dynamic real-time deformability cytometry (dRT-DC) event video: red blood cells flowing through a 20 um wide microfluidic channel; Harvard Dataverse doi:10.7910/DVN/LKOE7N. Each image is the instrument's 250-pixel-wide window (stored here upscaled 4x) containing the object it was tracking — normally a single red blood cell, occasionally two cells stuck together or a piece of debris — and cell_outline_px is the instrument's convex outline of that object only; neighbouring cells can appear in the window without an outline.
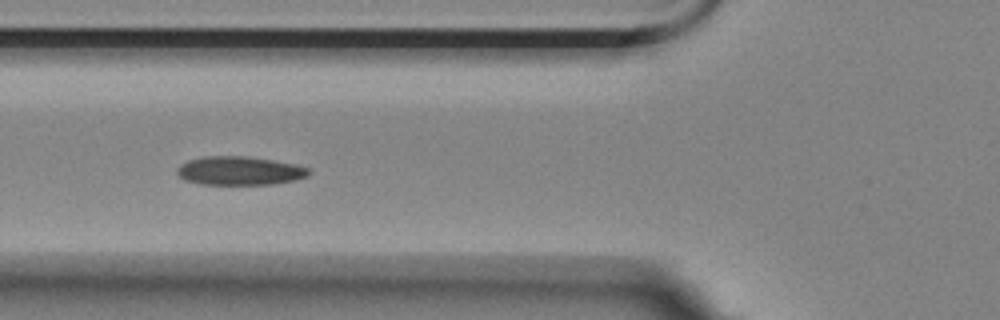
{"species": "Egyptian fruit bat (a non-hibernating species)", "species_latin": "Rousettus aegyptiacus", "temperature_condition": "room temperature", "stored_images_in_passage": 6, "camera_frame_rate_fps": 3000, "um_per_image_px": 0.085, "animal": {"sex": "female"}, "frame": {"image": 1, "passage_image": 6, "time_ms": 1.667, "image_size_px": [1000, 320], "cell_outline_px": [[312, 172], [308, 176], [296, 180], [272, 184], [200, 184], [184, 180], [176, 172], [176, 168], [180, 164], [188, 160], [204, 156], [248, 156], [296, 164], [308, 168]], "centroid_in_image_um": [20.36, 14.51], "position_along_channel_um": 105.4, "area_um2": 22.14}}